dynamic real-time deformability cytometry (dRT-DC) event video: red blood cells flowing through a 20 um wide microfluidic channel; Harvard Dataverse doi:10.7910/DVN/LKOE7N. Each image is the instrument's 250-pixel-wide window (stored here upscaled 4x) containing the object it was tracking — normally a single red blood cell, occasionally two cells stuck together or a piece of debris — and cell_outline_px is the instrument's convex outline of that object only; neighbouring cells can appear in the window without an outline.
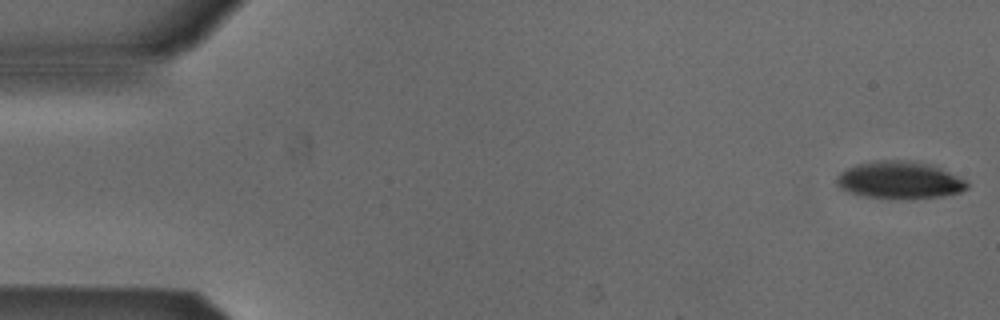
{"species": "Egyptian fruit bat (a non-hibernating species)", "species_latin": "Rousettus aegyptiacus", "temperature_condition": "cold", "stored_images_in_passage": 53, "camera_frame_rate_fps": 3000, "um_per_image_px": 0.085, "animal": {"sex": "male"}, "frame": {"image": 1, "passage_image": 1, "time_ms": 0.0, "image_size_px": [1000, 320], "cell_outline_px": [[968, 188], [960, 192], [944, 196], [864, 196], [840, 188], [836, 184], [836, 180], [840, 172], [856, 164], [880, 160], [904, 160], [928, 164], [940, 168], [968, 180]], "centroid_in_image_um": [76.48, 15.26], "position_along_channel_um": 8.5, "area_um2": 27.34}}
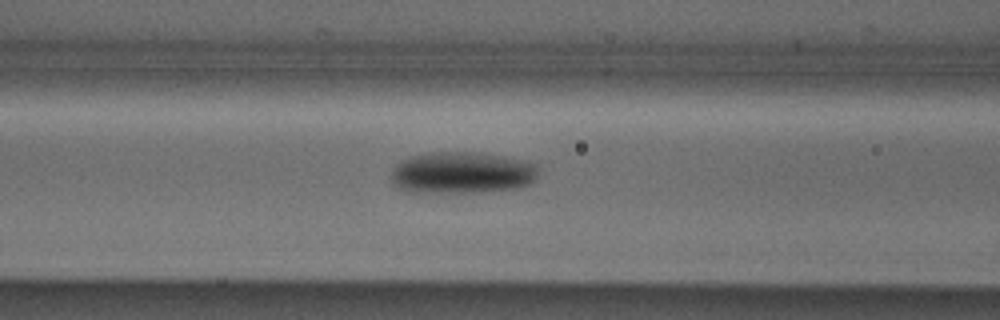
{"frame": {"image": 2, "passage_image": 21, "time_ms": 6.667, "image_size_px": [1000, 320], "cell_outline_px": [[540, 168], [532, 184], [516, 188], [476, 192], [404, 192], [392, 184], [392, 172], [396, 164], [412, 156], [436, 152], [480, 152], [500, 156], [536, 164]], "centroid_in_image_um": [39.26, 14.69], "position_along_channel_um": 127.3, "area_um2": 35.72}}
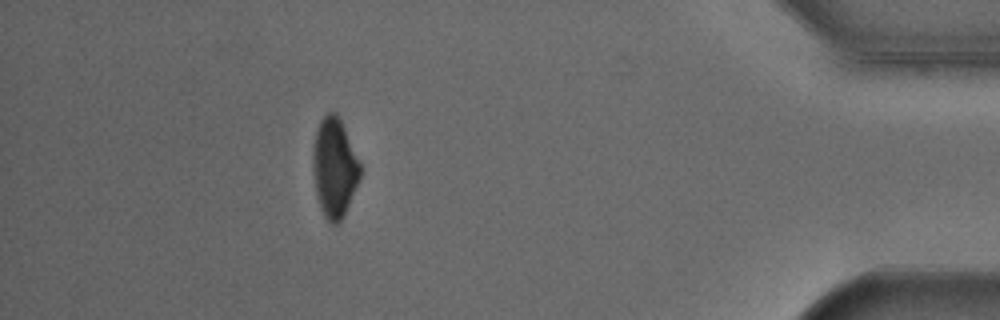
{"frame": {"image": 3, "passage_image": 47, "time_ms": 15.333, "image_size_px": [1000, 320], "cell_outline_px": [[360, 180], [344, 216], [336, 224], [332, 224], [324, 216], [320, 208], [316, 196], [312, 168], [312, 152], [316, 132], [320, 120], [328, 112], [336, 112], [344, 128], [360, 164]], "centroid_in_image_um": [28.4, 14.29], "position_along_channel_um": 406.8, "area_um2": 27.28}}